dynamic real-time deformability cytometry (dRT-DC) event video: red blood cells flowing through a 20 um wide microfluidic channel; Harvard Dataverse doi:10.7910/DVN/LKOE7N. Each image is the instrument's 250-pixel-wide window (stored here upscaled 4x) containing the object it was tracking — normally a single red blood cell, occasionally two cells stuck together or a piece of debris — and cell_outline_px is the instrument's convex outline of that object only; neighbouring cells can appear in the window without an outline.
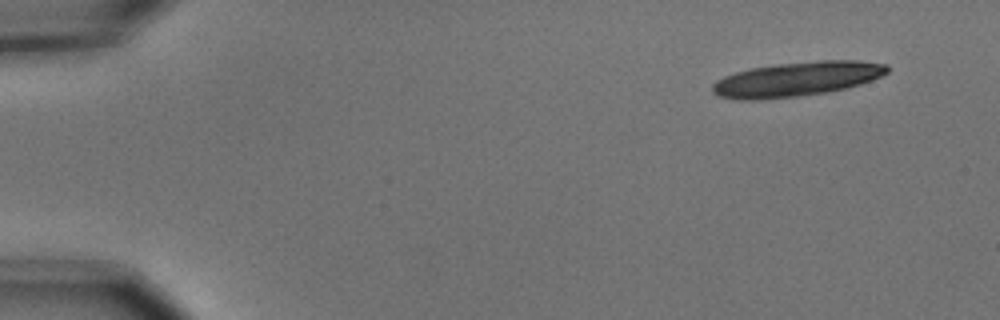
{"species": "common noctule bat (a hibernating species)", "species_latin": "Nyctalus noctula", "temperature_condition": "cold", "stored_images_in_passage": 5, "camera_frame_rate_fps": 3000, "um_per_image_px": 0.085, "animal": {"sex": "male", "body_mass_g": 15.6}, "frame": {"image": 1, "passage_image": 1, "time_ms": 0.0, "image_size_px": [1000, 320], "cell_outline_px": [[888, 72], [872, 80], [860, 84], [828, 92], [796, 96], [760, 100], [736, 100], [720, 96], [712, 92], [712, 84], [716, 80], [724, 76], [736, 72], [752, 68], [776, 64], [820, 60], [856, 60], [888, 64]], "centroid_in_image_um": [67.71, 6.72], "position_along_channel_um": 17.3, "area_um2": 35.08}}